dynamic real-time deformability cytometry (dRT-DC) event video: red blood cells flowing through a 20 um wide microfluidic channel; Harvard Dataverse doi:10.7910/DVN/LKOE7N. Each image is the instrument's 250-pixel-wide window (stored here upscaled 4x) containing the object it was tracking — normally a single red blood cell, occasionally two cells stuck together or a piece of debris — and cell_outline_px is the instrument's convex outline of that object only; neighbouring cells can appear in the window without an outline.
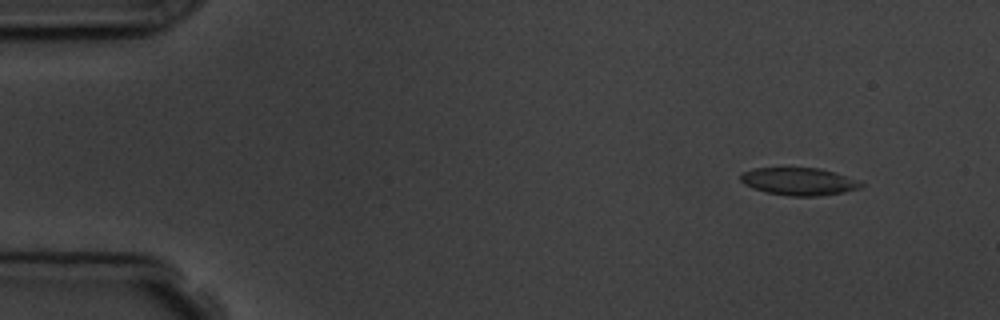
{"species": "common noctule bat (a hibernating species)", "species_latin": "Nyctalus noctula", "temperature_condition": "room temperature", "stored_images_in_passage": 6, "camera_frame_rate_fps": 3000, "um_per_image_px": 0.085, "animal": {"sex": "male", "body_mass_g": 19.5, "forearm_length_mm": 54.6}, "frame": {"image": 1, "passage_image": 2, "time_ms": 1.0, "image_size_px": [1000, 320], "cell_outline_px": [[864, 184], [860, 188], [844, 192], [820, 196], [788, 196], [768, 192], [752, 188], [744, 184], [740, 180], [740, 172], [752, 168], [820, 168], [860, 180]], "centroid_in_image_um": [67.9, 15.42], "position_along_channel_um": 17.1, "area_um2": 19.48}}